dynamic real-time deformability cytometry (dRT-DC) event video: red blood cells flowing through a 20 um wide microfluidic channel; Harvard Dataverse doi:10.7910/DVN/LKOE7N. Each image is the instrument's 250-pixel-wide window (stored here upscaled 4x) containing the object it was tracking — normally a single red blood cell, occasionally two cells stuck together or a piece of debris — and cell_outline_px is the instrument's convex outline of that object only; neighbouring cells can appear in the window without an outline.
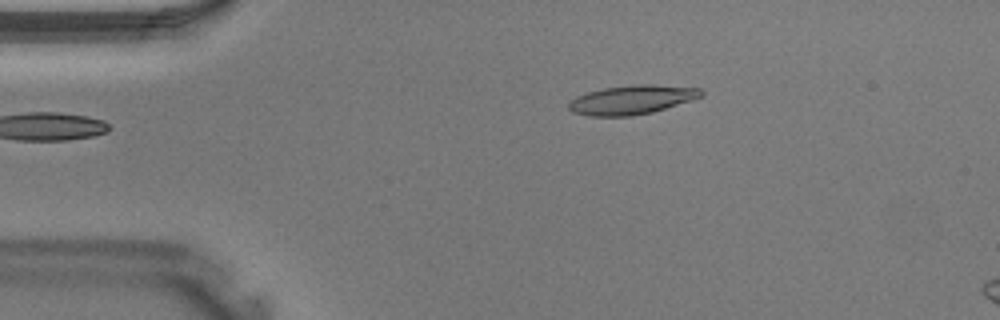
{"species": "Egyptian fruit bat (a non-hibernating species)", "species_latin": "Rousettus aegyptiacus", "temperature_condition": "warm", "stored_images_in_passage": 5, "camera_frame_rate_fps": 3000, "um_per_image_px": 0.085, "animal": {"sex": "male"}, "frame": {"image": 1, "passage_image": 1, "time_ms": 0.0, "image_size_px": [1000, 320], "cell_outline_px": [[704, 96], [692, 100], [652, 112], [632, 116], [588, 116], [572, 112], [568, 108], [568, 104], [576, 96], [588, 92], [604, 88], [636, 84], [652, 84], [700, 88], [704, 92]], "centroid_in_image_um": [53.72, 8.48], "position_along_channel_um": 31.3, "area_um2": 22.48}}